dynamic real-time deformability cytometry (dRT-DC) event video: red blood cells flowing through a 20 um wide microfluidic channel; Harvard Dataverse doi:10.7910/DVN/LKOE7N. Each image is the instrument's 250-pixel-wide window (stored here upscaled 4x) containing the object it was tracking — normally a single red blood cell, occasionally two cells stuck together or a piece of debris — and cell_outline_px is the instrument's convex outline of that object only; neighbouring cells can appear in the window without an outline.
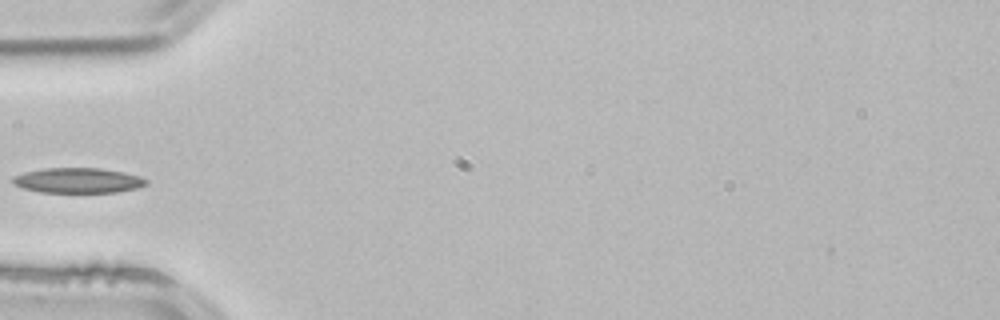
{"species": "common noctule bat (a hibernating species)", "species_latin": "Nyctalus noctula", "temperature_condition": "room temperature", "stored_images_in_passage": 1, "camera_frame_rate_fps": 3000, "um_per_image_px": 0.085, "animal": {"sex": "male", "body_mass_g": 21.5, "forearm_length_mm": 52.0}, "frame": {"image": 1, "passage_image": 1, "time_ms": 0.0, "image_size_px": [1000, 320], "cell_outline_px": [[148, 184], [136, 188], [116, 192], [40, 192], [24, 188], [12, 184], [12, 176], [24, 172], [44, 168], [100, 168], [140, 176], [148, 180]], "centroid_in_image_um": [6.6, 15.33], "position_along_channel_um": 78.4, "area_um2": 19.48}}